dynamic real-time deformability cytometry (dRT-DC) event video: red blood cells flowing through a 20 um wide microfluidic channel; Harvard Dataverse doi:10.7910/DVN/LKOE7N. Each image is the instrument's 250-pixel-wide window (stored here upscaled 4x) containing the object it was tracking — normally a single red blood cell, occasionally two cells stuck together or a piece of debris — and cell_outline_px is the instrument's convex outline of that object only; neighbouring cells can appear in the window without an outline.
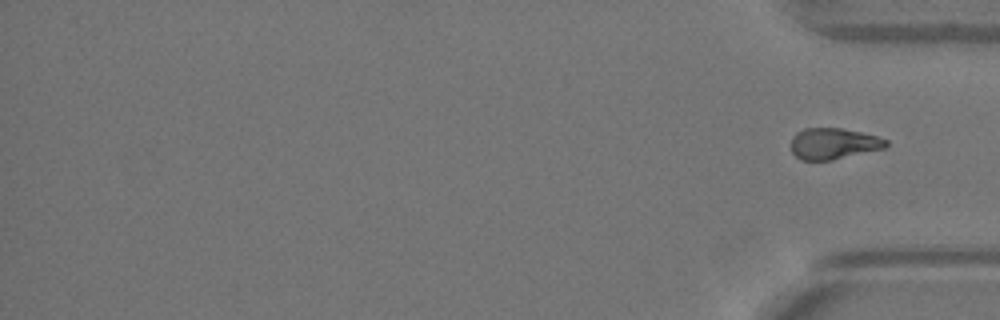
{"species": "Egyptian fruit bat (a non-hibernating species)", "species_latin": "Rousettus aegyptiacus", "temperature_condition": "warm", "stored_images_in_passage": 40, "segment_of_instrument_passage": [2, 2], "camera_frame_rate_fps": 3000, "um_per_image_px": 0.085, "animal": {"sex": "female"}, "frame": {"image": 1, "passage_image": 40, "time_ms": 13.0, "image_size_px": [1000, 320], "cell_outline_px": [[888, 144], [884, 148], [832, 160], [800, 160], [792, 152], [792, 136], [796, 132], [804, 128], [840, 128], [860, 132], [876, 136], [888, 140]], "centroid_in_image_um": [70.82, 12.2], "position_along_channel_um": 364.4, "area_um2": 17.17}}